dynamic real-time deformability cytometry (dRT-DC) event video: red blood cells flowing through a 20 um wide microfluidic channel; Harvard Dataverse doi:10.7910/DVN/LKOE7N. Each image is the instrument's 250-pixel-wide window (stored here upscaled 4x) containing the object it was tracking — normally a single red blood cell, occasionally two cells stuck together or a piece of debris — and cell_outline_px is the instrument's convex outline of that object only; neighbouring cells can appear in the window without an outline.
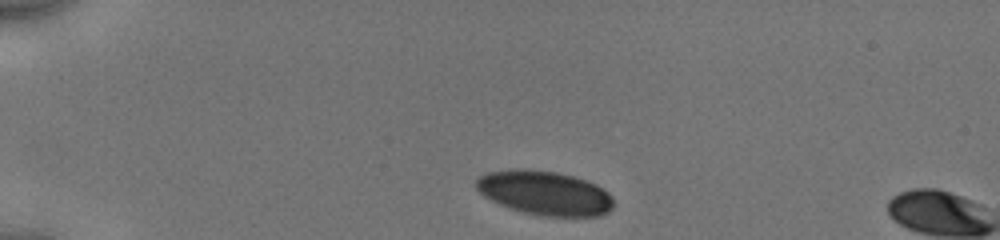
{"species": "human", "species_latin": "Homo sapiens", "temperature_condition": "cold", "stored_images_in_passage": 5, "camera_frame_rate_fps": 3000, "um_per_image_px": 0.085, "donor": {"sex": "male"}, "frame": {"image": 1, "passage_image": 1, "time_ms": 0.0, "image_size_px": [1000, 240], "cell_outline_px": [[616, 204], [608, 212], [600, 216], [540, 216], [508, 208], [484, 196], [476, 188], [476, 180], [480, 176], [488, 172], [516, 168], [520, 168], [556, 172], [588, 180], [596, 184], [608, 192], [612, 196]], "centroid_in_image_um": [46.33, 16.4], "position_along_channel_um": 38.7, "area_um2": 35.6}}